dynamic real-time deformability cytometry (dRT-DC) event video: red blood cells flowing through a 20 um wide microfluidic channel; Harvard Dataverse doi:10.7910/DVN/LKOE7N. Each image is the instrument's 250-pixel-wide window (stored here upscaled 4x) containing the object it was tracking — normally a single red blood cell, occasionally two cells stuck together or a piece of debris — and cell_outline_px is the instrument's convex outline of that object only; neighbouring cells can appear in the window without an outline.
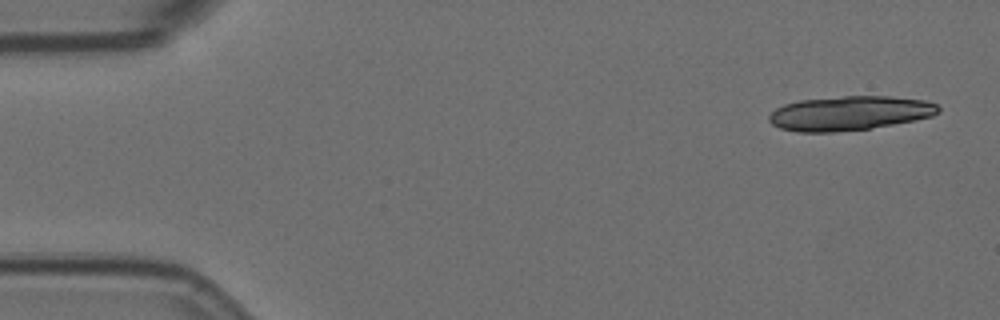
{"species": "Egyptian fruit bat (a non-hibernating species)", "species_latin": "Rousettus aegyptiacus", "temperature_condition": "room temperature", "stored_images_in_passage": 5, "camera_frame_rate_fps": 3000, "um_per_image_px": 0.085, "animal": {"sex": "female"}, "frame": {"image": 1, "passage_image": 1, "time_ms": 0.0, "image_size_px": [1000, 320], "cell_outline_px": [[940, 112], [932, 116], [916, 120], [872, 128], [836, 132], [796, 132], [780, 128], [772, 124], [768, 120], [768, 116], [776, 108], [784, 104], [800, 100], [844, 96], [888, 96], [924, 100], [936, 104], [940, 108]], "centroid_in_image_um": [72.21, 9.63], "position_along_channel_um": 12.8, "area_um2": 33.99}}
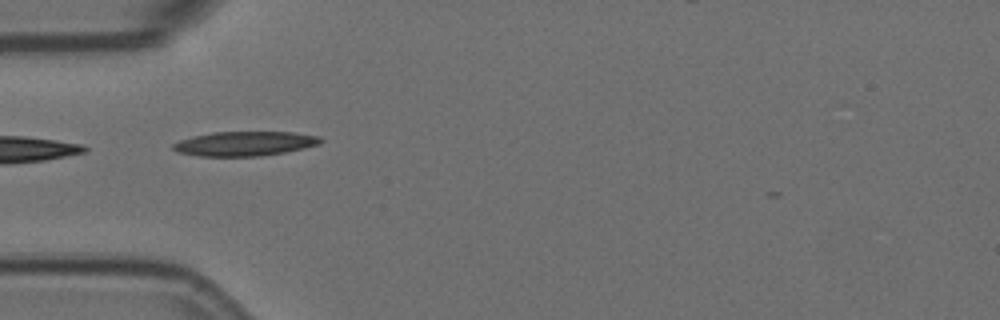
{"frame": {"image": 2, "passage_image": 4, "time_ms": 1.0, "image_size_px": [1000, 320], "cell_outline_px": [[324, 140], [320, 144], [304, 148], [284, 152], [260, 156], [200, 156], [176, 152], [172, 148], [172, 144], [180, 140], [192, 136], [212, 132], [292, 132], [320, 136]], "centroid_in_image_um": [20.8, 12.2], "position_along_channel_um": 64.2, "area_um2": 21.1}}
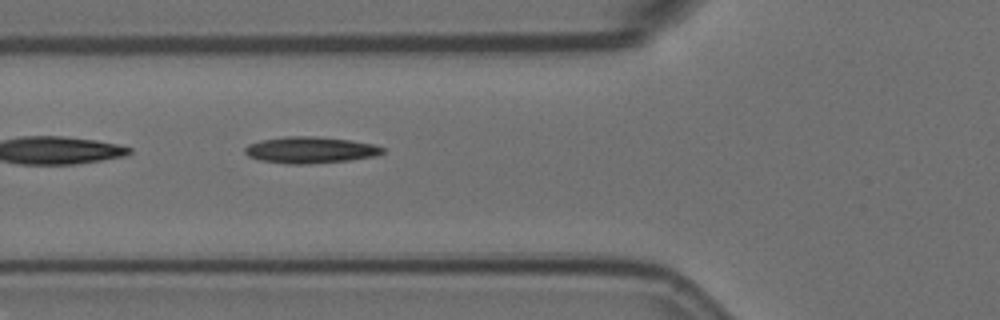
{"frame": {"image": 3, "passage_image": 5, "time_ms": 1.333, "image_size_px": [1000, 320], "cell_outline_px": [[384, 152], [376, 156], [348, 160], [308, 164], [288, 164], [260, 160], [248, 156], [244, 152], [244, 148], [248, 144], [260, 140], [288, 136], [312, 136], [348, 140], [372, 144], [384, 148]], "centroid_in_image_um": [26.33, 12.75], "position_along_channel_um": 99.5, "area_um2": 21.1}}